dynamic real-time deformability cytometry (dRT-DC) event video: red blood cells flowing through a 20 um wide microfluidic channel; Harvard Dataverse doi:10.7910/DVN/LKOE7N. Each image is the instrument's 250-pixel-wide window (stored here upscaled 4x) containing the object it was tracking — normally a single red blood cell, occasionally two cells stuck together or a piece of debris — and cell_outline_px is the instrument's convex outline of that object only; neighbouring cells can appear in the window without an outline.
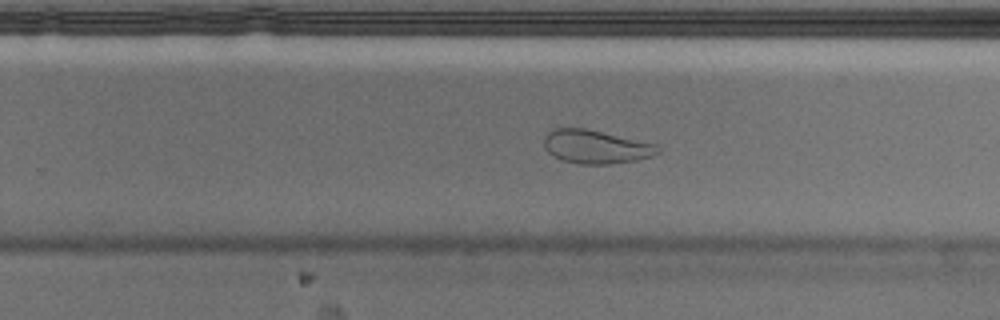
{"species": "Egyptian fruit bat (a non-hibernating species)", "species_latin": "Rousettus aegyptiacus", "temperature_condition": "cold", "stored_images_in_passage": 38, "camera_frame_rate_fps": 3000, "um_per_image_px": 0.085, "animal": {"sex": "male"}, "frame": {"image": 1, "passage_image": 17, "time_ms": 5.333, "image_size_px": [1000, 320], "cell_outline_px": [[660, 152], [652, 156], [636, 160], [608, 164], [580, 164], [560, 160], [552, 156], [544, 148], [544, 136], [552, 128], [584, 128], [656, 144], [660, 148]], "centroid_in_image_um": [50.6, 12.48], "position_along_channel_um": 279.2, "area_um2": 22.25}, "authors_computed_cell_mechanics": {"area_um2": 26.6169, "velocity_mm_per_s": 3.6541, "shape_relaxation_time_tau1_ms": null, "shape_relaxation_time_tau2_ms": 0.8527, "deformation_change_tau1": null, "deformation_change_tau2": 0.0728}}